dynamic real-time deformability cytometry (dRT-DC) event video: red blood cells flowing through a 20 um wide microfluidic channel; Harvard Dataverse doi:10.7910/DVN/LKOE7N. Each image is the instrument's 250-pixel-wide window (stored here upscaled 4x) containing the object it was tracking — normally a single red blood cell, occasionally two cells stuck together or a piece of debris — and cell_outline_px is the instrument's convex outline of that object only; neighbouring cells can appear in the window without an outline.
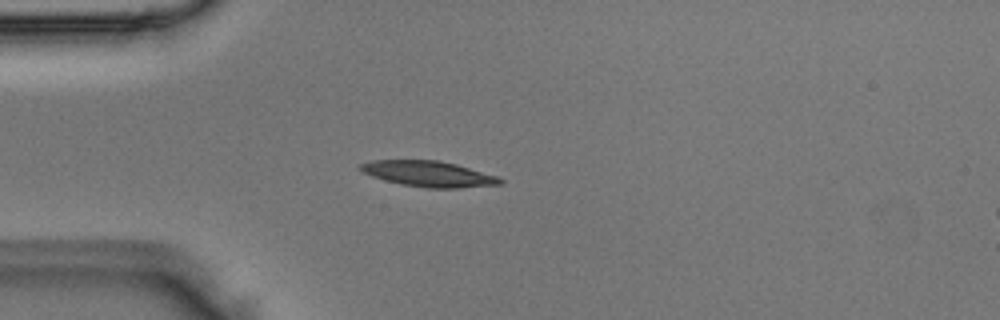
{"species": "Egyptian fruit bat (a non-hibernating species)", "species_latin": "Rousettus aegyptiacus", "temperature_condition": "room temperature", "stored_images_in_passage": 4, "camera_frame_rate_fps": 3000, "um_per_image_px": 0.085, "animal": {"sex": "male"}, "frame": {"image": 1, "passage_image": 3, "time_ms": 0.667, "image_size_px": [1000, 320], "cell_outline_px": [[504, 184], [460, 188], [428, 188], [404, 184], [384, 180], [372, 176], [364, 172], [360, 168], [360, 164], [372, 160], [440, 160], [456, 164], [500, 176], [504, 180]], "centroid_in_image_um": [36.52, 14.78], "position_along_channel_um": 48.5, "area_um2": 20.98}}